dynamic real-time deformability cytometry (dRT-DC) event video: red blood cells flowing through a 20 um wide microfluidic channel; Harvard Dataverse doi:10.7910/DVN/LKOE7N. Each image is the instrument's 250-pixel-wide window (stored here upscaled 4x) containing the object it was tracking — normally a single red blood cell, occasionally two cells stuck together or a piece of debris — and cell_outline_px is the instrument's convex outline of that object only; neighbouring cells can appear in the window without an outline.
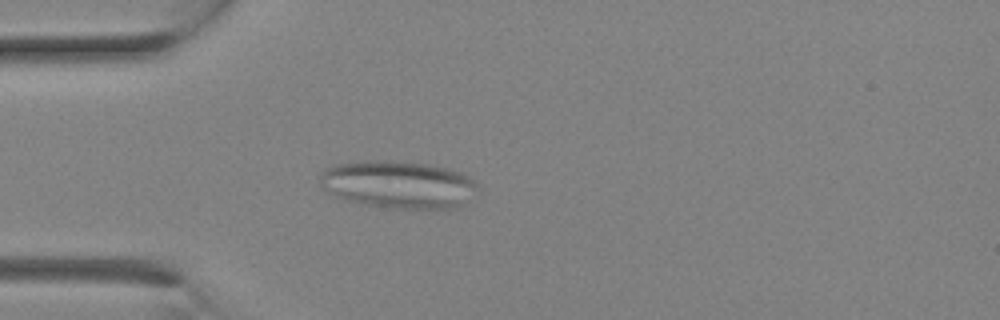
{"species": "Egyptian fruit bat (a non-hibernating species)", "species_latin": "Rousettus aegyptiacus", "temperature_condition": "room temperature", "stored_images_in_passage": 10, "camera_frame_rate_fps": 3000, "um_per_image_px": 0.085, "animal": {"sex": "female"}, "frame": {"image": 1, "passage_image": 6, "time_ms": 1.667, "image_size_px": [1000, 320], "cell_outline_px": [[480, 192], [468, 204], [456, 208], [432, 212], [392, 208], [364, 204], [348, 200], [336, 196], [328, 192], [320, 184], [320, 172], [324, 168], [336, 164], [368, 160], [392, 160], [428, 164], [448, 168], [464, 172], [480, 188]], "centroid_in_image_um": [33.98, 15.72], "position_along_channel_um": 51.0, "area_um2": 45.32}}